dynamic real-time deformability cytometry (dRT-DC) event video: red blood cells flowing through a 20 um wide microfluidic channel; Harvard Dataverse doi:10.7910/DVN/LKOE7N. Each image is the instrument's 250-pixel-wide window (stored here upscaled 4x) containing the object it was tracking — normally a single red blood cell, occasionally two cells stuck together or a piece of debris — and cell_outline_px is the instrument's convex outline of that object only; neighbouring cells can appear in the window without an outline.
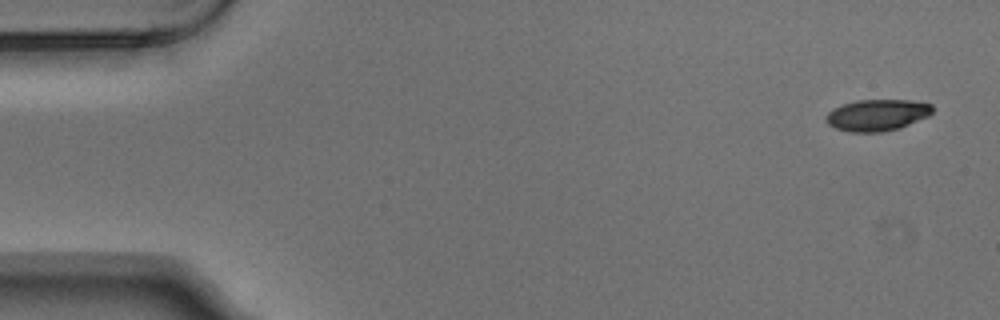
{"species": "Egyptian fruit bat (a non-hibernating species)", "species_latin": "Rousettus aegyptiacus", "temperature_condition": "warm", "stored_images_in_passage": 6, "camera_frame_rate_fps": 3000, "um_per_image_px": 0.085, "animal": {"sex": "male"}, "frame": {"image": 1, "passage_image": 1, "time_ms": 0.0, "image_size_px": [1000, 320], "cell_outline_px": [[932, 112], [928, 116], [900, 128], [880, 132], [848, 132], [836, 128], [828, 124], [824, 116], [832, 108], [856, 100], [908, 100], [932, 104]], "centroid_in_image_um": [74.53, 9.78], "position_along_channel_um": 10.5, "area_um2": 19.54}}
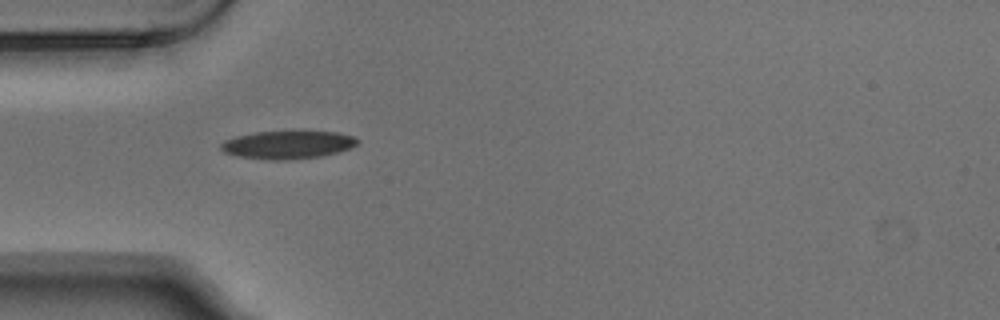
{"frame": {"image": 2, "passage_image": 5, "time_ms": 1.333, "image_size_px": [1000, 320], "cell_outline_px": [[360, 140], [352, 148], [340, 152], [324, 156], [288, 160], [268, 160], [236, 156], [224, 152], [220, 148], [220, 144], [224, 140], [236, 136], [256, 132], [300, 128], [336, 132], [356, 136]], "centroid_in_image_um": [24.52, 12.26], "position_along_channel_um": 60.5, "area_um2": 23.64}}
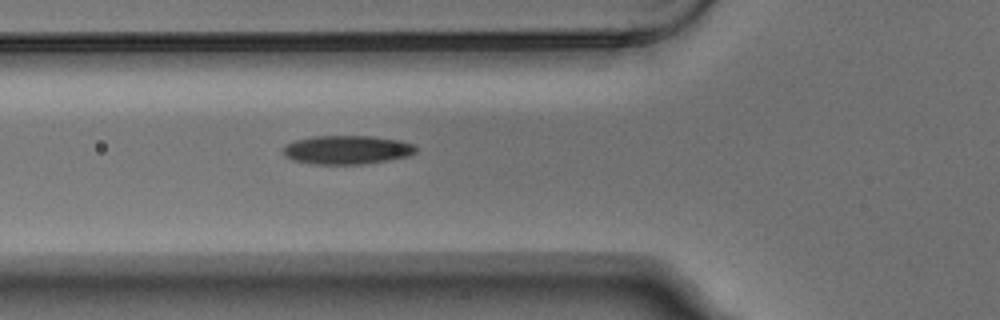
{"frame": {"image": 3, "passage_image": 6, "time_ms": 1.667, "image_size_px": [1000, 320], "cell_outline_px": [[416, 152], [408, 156], [388, 160], [364, 164], [312, 164], [292, 160], [284, 156], [284, 144], [296, 140], [312, 136], [372, 136], [400, 140], [416, 144]], "centroid_in_image_um": [29.5, 12.73], "position_along_channel_um": 96.3, "area_um2": 22.43}}